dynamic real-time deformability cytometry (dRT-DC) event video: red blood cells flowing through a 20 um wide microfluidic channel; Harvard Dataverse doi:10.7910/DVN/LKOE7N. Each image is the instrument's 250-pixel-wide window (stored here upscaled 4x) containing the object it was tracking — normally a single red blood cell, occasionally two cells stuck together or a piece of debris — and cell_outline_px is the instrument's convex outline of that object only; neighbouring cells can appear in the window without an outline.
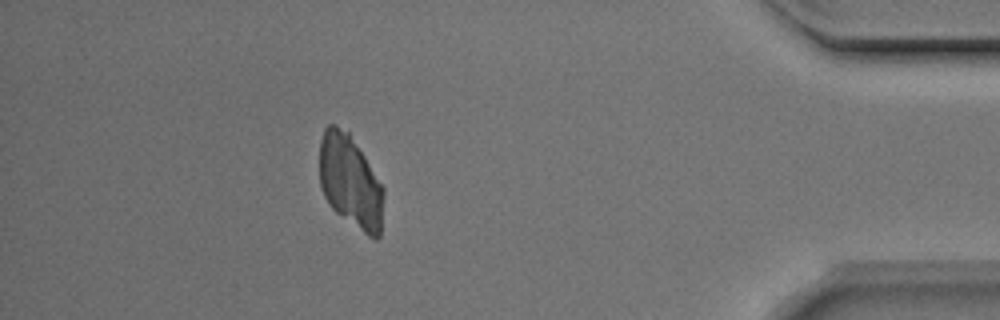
{"species": "Egyptian fruit bat (a non-hibernating species)", "species_latin": "Rousettus aegyptiacus", "temperature_condition": "room temperature", "stored_images_in_passage": 49, "camera_frame_rate_fps": 3000, "um_per_image_px": 0.085, "animal": {"sex": "male"}, "frame": {"image": 1, "passage_image": 44, "time_ms": 14.333, "image_size_px": [1000, 320], "cell_outline_px": [[384, 196], [380, 236], [376, 240], [368, 236], [336, 212], [328, 204], [324, 196], [320, 184], [320, 140], [324, 128], [328, 124], [336, 124], [348, 132], [364, 156], [384, 188]], "centroid_in_image_um": [29.77, 15.44], "position_along_channel_um": 405.4, "area_um2": 34.68}}